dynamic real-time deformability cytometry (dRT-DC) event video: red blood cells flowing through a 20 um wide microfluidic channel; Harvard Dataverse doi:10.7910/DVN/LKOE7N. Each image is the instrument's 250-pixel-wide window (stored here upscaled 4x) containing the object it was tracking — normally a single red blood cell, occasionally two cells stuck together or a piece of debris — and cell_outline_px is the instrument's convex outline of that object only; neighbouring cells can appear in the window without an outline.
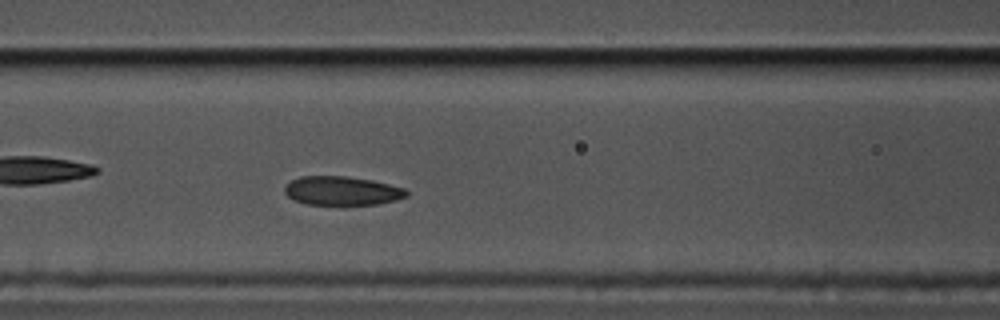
{"species": "common noctule bat (a hibernating species)", "species_latin": "Nyctalus noctula", "temperature_condition": "cold", "stored_images_in_passage": 42, "camera_frame_rate_fps": 3000, "um_per_image_px": 0.085, "animal": {"sex": "male", "body_mass_g": 17.5, "forearm_length_mm": 52.3}, "frame": {"image": 1, "passage_image": 19, "time_ms": 6.0, "image_size_px": [1000, 320], "cell_outline_px": [[408, 196], [396, 200], [376, 204], [304, 204], [292, 200], [284, 192], [284, 188], [292, 180], [300, 176], [348, 176], [372, 180], [404, 188], [408, 192]], "centroid_in_image_um": [29.05, 16.21], "position_along_channel_um": 137.5, "area_um2": 20.46}}
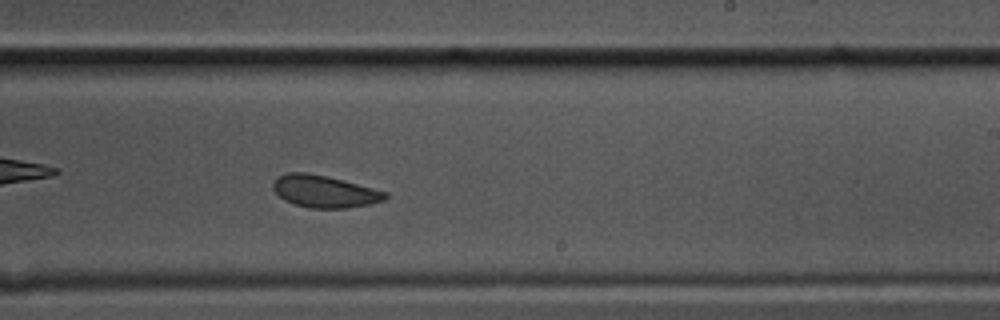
{"frame": {"image": 2, "passage_image": 30, "time_ms": 9.667, "image_size_px": [1000, 320], "cell_outline_px": [[388, 196], [384, 200], [368, 204], [348, 208], [308, 208], [284, 200], [272, 188], [272, 184], [280, 176], [288, 172], [304, 172], [324, 176], [388, 192]], "centroid_in_image_um": [27.57, 16.28], "position_along_channel_um": 261.4, "area_um2": 20.58}, "authors_computed_cell_mechanics": {"area_um2": 21.6461, "velocity_mm_per_s": 3.3933, "shape_relaxation_time_tau1_ms": 3.6402, "shape_relaxation_time_tau2_ms": 2.1582, "deformation_change_tau1": 0.0932, "deformation_change_tau2": 0.0575}}